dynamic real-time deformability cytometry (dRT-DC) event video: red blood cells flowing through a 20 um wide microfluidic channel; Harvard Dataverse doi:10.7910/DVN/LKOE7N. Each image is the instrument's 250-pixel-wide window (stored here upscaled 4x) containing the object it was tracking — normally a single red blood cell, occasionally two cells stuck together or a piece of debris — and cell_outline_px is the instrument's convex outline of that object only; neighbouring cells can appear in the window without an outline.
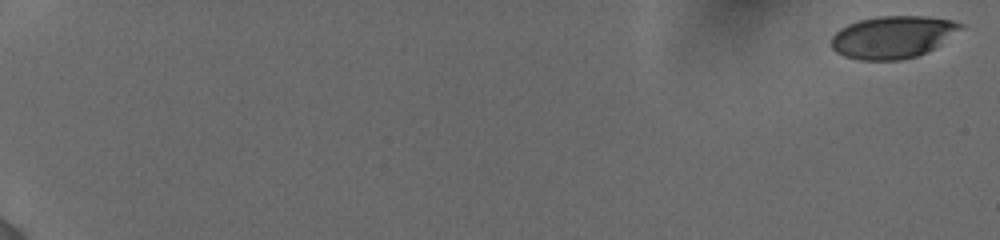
{"species": "human", "species_latin": "Homo sapiens", "temperature_condition": "cold", "stored_images_in_passage": 66, "camera_frame_rate_fps": 3000, "um_per_image_px": 0.085, "donor": {"sex": "female"}, "frame": {"image": 1, "passage_image": 1, "time_ms": 0.0, "image_size_px": [1000, 240], "cell_outline_px": [[964, 24], [960, 28], [932, 48], [916, 56], [900, 60], [860, 60], [844, 56], [836, 52], [832, 48], [832, 36], [840, 28], [848, 24], [860, 20], [880, 16], [924, 16], [952, 20]], "centroid_in_image_um": [75.81, 3.15], "position_along_channel_um": 9.2, "area_um2": 31.27}}
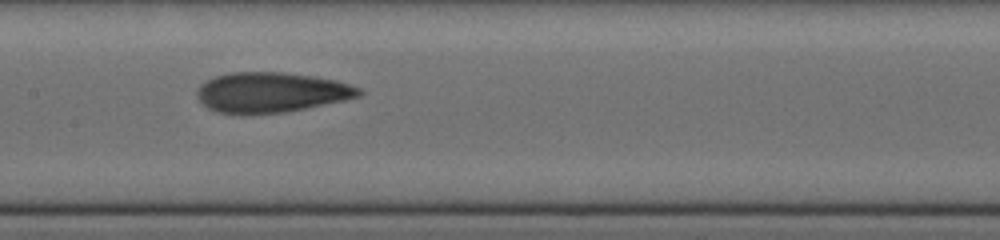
{"frame": {"image": 2, "passage_image": 42, "time_ms": 10.333, "image_size_px": [1000, 240], "cell_outline_px": [[364, 92], [360, 96], [344, 100], [284, 112], [248, 116], [240, 116], [216, 112], [200, 104], [196, 96], [196, 92], [200, 84], [216, 76], [232, 72], [284, 72], [336, 80], [360, 88]], "centroid_in_image_um": [22.98, 7.88], "position_along_channel_um": 184.4, "area_um2": 38.38}}
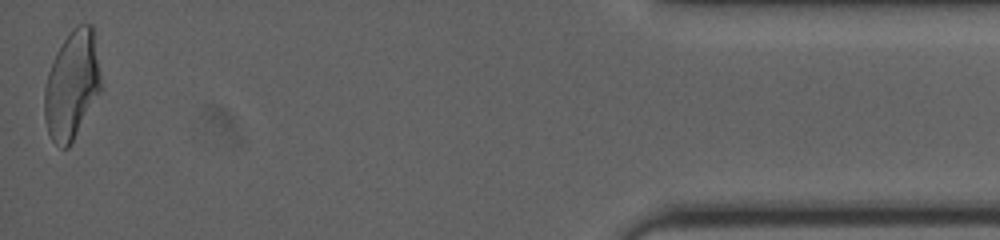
{"frame": {"image": 3, "passage_image": 66, "time_ms": 18.333, "image_size_px": [1000, 240], "cell_outline_px": [[100, 92], [68, 148], [60, 148], [52, 140], [48, 132], [44, 120], [44, 88], [48, 72], [52, 60], [56, 52], [72, 28], [76, 24], [92, 24], [100, 80]], "centroid_in_image_um": [6.07, 7.24], "position_along_channel_um": 429.1, "area_um2": 35.2}, "authors_computed_cell_mechanics": {"area_um2": 35.1713, "velocity_mm_per_s": 3.8742, "shape_relaxation_time_tau1_ms": 5.3696, "shape_relaxation_time_tau2_ms": 1.6984, "deformation_change_tau1": 0.2189, "deformation_change_tau2": 0.0993}}